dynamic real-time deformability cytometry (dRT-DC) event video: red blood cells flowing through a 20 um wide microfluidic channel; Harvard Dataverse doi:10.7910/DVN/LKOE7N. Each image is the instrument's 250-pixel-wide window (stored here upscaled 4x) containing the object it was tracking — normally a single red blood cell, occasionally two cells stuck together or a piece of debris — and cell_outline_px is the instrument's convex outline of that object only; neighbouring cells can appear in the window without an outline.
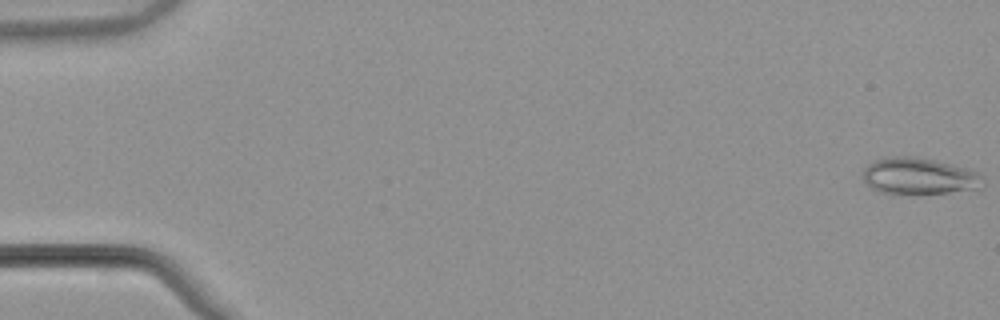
{"species": "common noctule bat (a hibernating species)", "species_latin": "Nyctalus noctula", "temperature_condition": "warm", "stored_images_in_passage": 55, "camera_frame_rate_fps": 3000, "um_per_image_px": 0.085, "animal": {"sex": "male", "body_mass_g": 21.5, "forearm_length_mm": 52.0}, "frame": {"image": 1, "passage_image": 1, "time_ms": 0.0, "image_size_px": [1000, 320], "cell_outline_px": [[984, 188], [948, 192], [908, 196], [876, 192], [864, 180], [864, 168], [872, 160], [892, 156], [912, 156], [936, 160], [964, 168], [976, 172], [980, 176]], "centroid_in_image_um": [78.06, 15.0], "position_along_channel_um": 6.9, "area_um2": 26.01}}
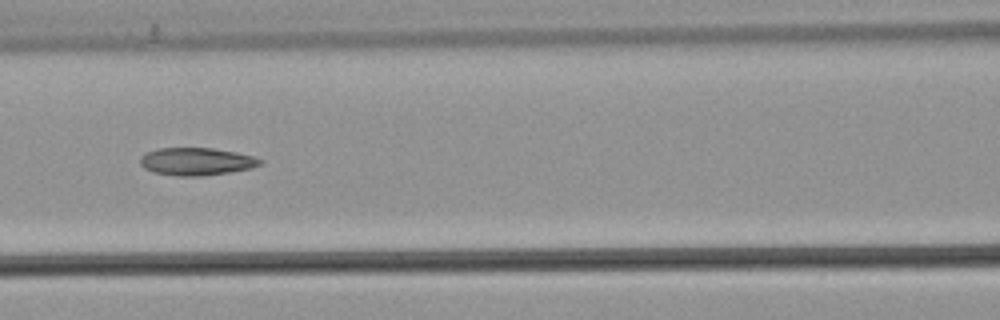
{"frame": {"image": 2, "passage_image": 25, "time_ms": 8.0, "image_size_px": [1000, 320], "cell_outline_px": [[264, 160], [260, 164], [252, 168], [204, 176], [176, 176], [152, 172], [144, 168], [140, 164], [140, 156], [148, 152], [160, 148], [212, 148], [236, 152], [252, 156]], "centroid_in_image_um": [16.68, 13.73], "position_along_channel_um": 149.9, "area_um2": 19.31}}
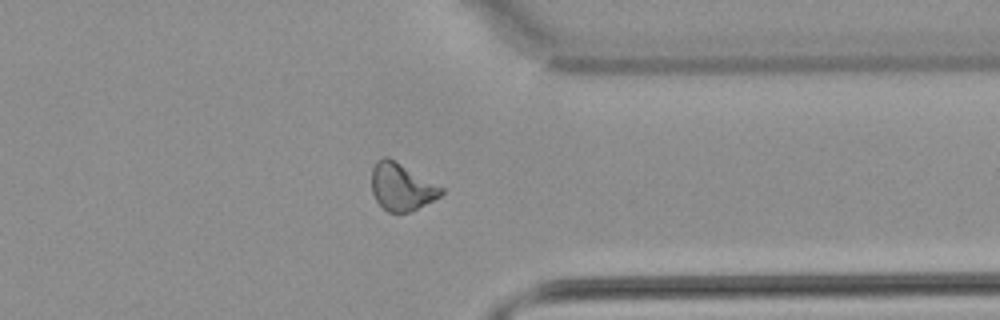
{"frame": {"image": 3, "passage_image": 43, "time_ms": 14.0, "image_size_px": [1000, 320], "cell_outline_px": [[444, 192], [440, 196], [408, 212], [388, 212], [376, 200], [372, 192], [372, 168], [376, 160], [384, 156], [388, 156], [444, 188]], "centroid_in_image_um": [34.11, 15.85], "position_along_channel_um": 377.3, "area_um2": 18.96}, "authors_computed_cell_mechanics": {"area_um2": 19.7098, "velocity_mm_per_s": 3.8633, "shape_relaxation_time_tau1_ms": null, "shape_relaxation_time_tau2_ms": 5.6315, "deformation_change_tau1": null, "deformation_change_tau2": 0.1165}}